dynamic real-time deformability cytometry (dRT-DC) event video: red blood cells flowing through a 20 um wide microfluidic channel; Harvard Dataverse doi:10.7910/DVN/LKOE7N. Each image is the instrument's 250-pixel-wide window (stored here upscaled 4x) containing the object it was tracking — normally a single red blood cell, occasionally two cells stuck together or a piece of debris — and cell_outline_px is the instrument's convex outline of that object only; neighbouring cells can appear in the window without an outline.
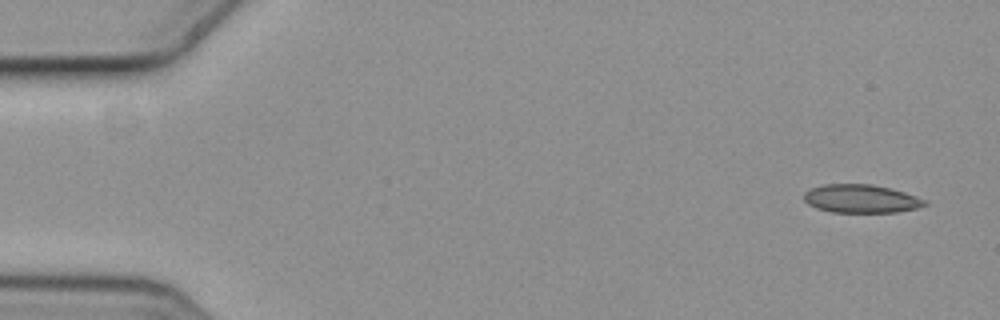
{"species": "common noctule bat (a hibernating species)", "species_latin": "Nyctalus noctula", "temperature_condition": "cold", "stored_images_in_passage": 14, "camera_frame_rate_fps": 3000, "um_per_image_px": 0.085, "animal": {"sex": "female", "body_mass_g": 19.3, "forearm_length_mm": 54.1}, "frame": {"image": 1, "passage_image": 1, "time_ms": 0.0, "image_size_px": [1000, 320], "cell_outline_px": [[928, 204], [916, 208], [896, 212], [832, 212], [816, 208], [808, 204], [804, 200], [804, 192], [812, 188], [824, 184], [872, 184], [892, 188], [928, 200]], "centroid_in_image_um": [73.2, 16.88], "position_along_channel_um": 11.8, "area_um2": 20.0}}
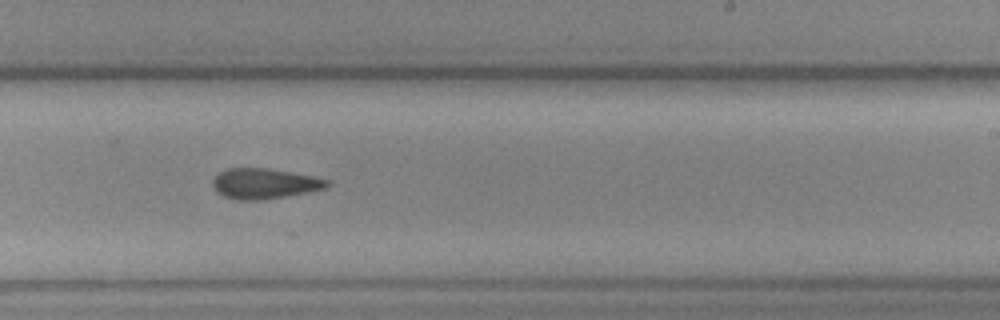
{"frame": {"image": 2, "passage_image": 9, "time_ms": 2.667, "image_size_px": [1000, 320], "cell_outline_px": [[332, 184], [328, 188], [308, 192], [264, 200], [236, 200], [224, 196], [216, 192], [212, 184], [212, 180], [220, 172], [228, 168], [268, 168], [312, 176], [328, 180]], "centroid_in_image_um": [22.49, 15.61], "position_along_channel_um": 266.5, "area_um2": 20.35}}
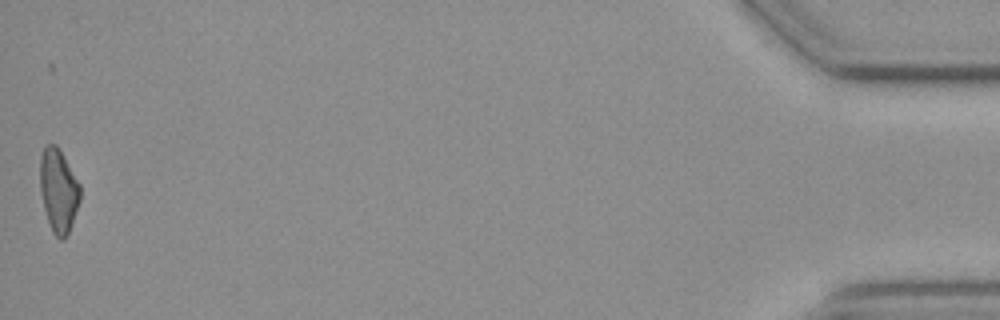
{"frame": {"image": 3, "passage_image": 14, "time_ms": 4.333, "image_size_px": [1000, 320], "cell_outline_px": [[80, 200], [68, 232], [64, 240], [60, 240], [52, 232], [44, 208], [40, 192], [40, 156], [44, 148], [48, 144], [56, 144], [80, 184]], "centroid_in_image_um": [4.96, 16.19], "position_along_channel_um": 430.2, "area_um2": 19.25}}